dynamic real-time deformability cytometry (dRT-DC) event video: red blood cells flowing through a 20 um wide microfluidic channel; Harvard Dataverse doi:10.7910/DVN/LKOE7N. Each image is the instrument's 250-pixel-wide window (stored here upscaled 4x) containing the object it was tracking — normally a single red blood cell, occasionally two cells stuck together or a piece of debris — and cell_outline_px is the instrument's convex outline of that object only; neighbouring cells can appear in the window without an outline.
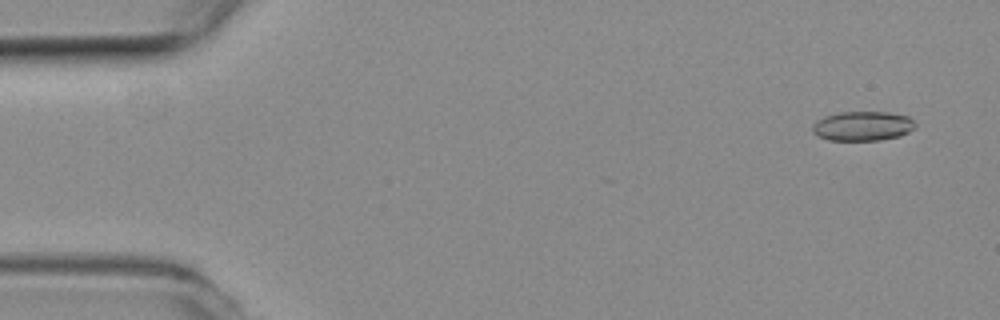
{"species": "common noctule bat (a hibernating species)", "species_latin": "Nyctalus noctula", "temperature_condition": "room temperature", "stored_images_in_passage": 41, "camera_frame_rate_fps": 3000, "um_per_image_px": 0.085, "animal": {"sex": "female", "body_mass_g": 19.3, "forearm_length_mm": 54.1}, "frame": {"image": 1, "passage_image": 2, "time_ms": 0.333, "image_size_px": [1000, 320], "cell_outline_px": [[916, 124], [908, 132], [900, 136], [880, 140], [828, 140], [816, 136], [812, 132], [812, 124], [816, 120], [824, 116], [840, 112], [888, 112], [908, 116]], "centroid_in_image_um": [73.27, 10.71], "position_along_channel_um": 11.7, "area_um2": 17.74}}
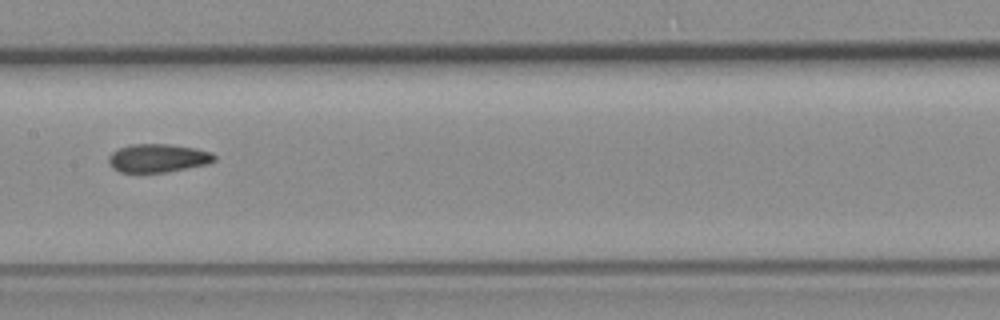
{"frame": {"image": 2, "passage_image": 26, "time_ms": 8.333, "image_size_px": [1000, 320], "cell_outline_px": [[216, 160], [208, 164], [168, 172], [120, 172], [112, 168], [108, 164], [108, 156], [112, 152], [120, 148], [132, 144], [168, 144], [196, 148], [212, 152], [216, 156]], "centroid_in_image_um": [13.44, 13.44], "position_along_channel_um": 194.0, "area_um2": 17.63}}
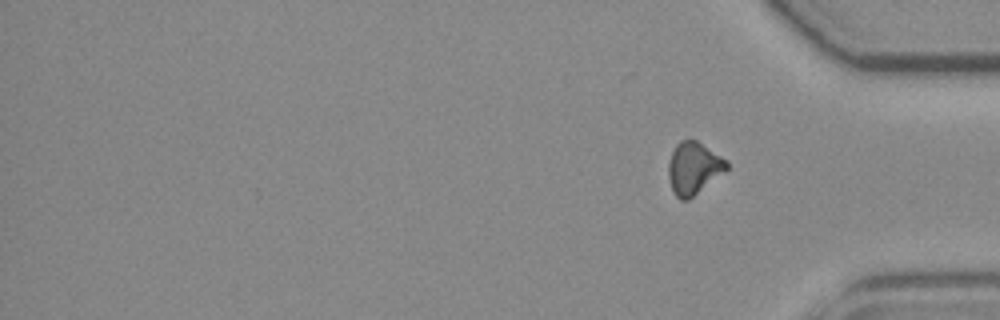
{"frame": {"image": 3, "passage_image": 41, "time_ms": 13.333, "image_size_px": [1000, 320], "cell_outline_px": [[728, 168], [688, 200], [680, 200], [672, 192], [668, 176], [668, 164], [672, 152], [676, 144], [680, 140], [692, 136], [728, 160]], "centroid_in_image_um": [58.94, 14.24], "position_along_channel_um": 376.3, "area_um2": 17.98}, "authors_computed_cell_mechanics": {"area_um2": 17.7446, "velocity_mm_per_s": 3.7826, "shape_relaxation_time_tau1_ms": null, "shape_relaxation_time_tau2_ms": 2.3236, "deformation_change_tau1": null, "deformation_change_tau2": 0.0865}}